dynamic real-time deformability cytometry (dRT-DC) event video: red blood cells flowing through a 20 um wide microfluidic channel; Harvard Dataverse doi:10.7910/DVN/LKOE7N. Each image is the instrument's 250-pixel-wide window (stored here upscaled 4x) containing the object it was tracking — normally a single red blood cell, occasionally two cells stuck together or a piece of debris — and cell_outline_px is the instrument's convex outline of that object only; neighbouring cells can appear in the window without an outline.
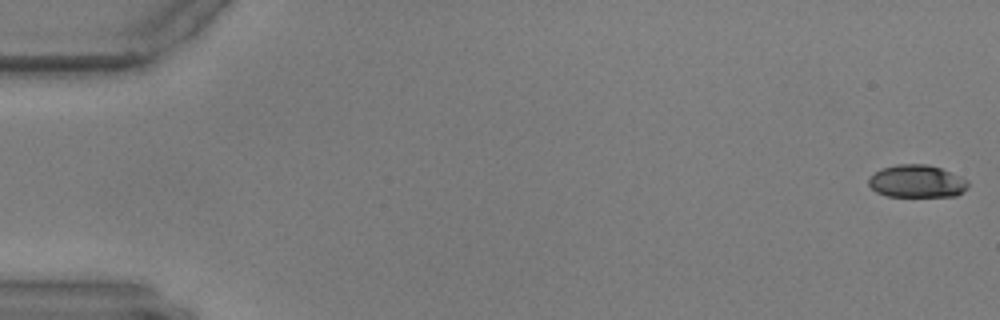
{"species": "common noctule bat (a hibernating species)", "species_latin": "Nyctalus noctula", "temperature_condition": "warm", "stored_images_in_passage": 58, "camera_frame_rate_fps": 3000, "um_per_image_px": 0.085, "animal": {"sex": "male", "body_mass_g": 17.9, "forearm_length_mm": 54.2}, "frame": {"image": 1, "passage_image": 1, "time_ms": 0.0, "image_size_px": [1000, 320], "cell_outline_px": [[968, 188], [956, 196], [888, 196], [876, 192], [868, 184], [868, 176], [880, 168], [896, 164], [928, 164], [940, 168], [960, 176], [968, 180]], "centroid_in_image_um": [77.9, 15.4], "position_along_channel_um": 7.1, "area_um2": 19.07}}
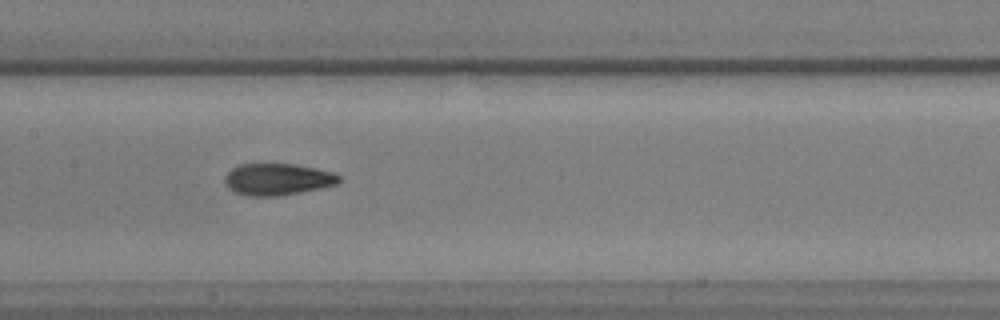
{"frame": {"image": 2, "passage_image": 29, "time_ms": 9.333, "image_size_px": [1000, 320], "cell_outline_px": [[340, 180], [336, 184], [320, 188], [300, 192], [276, 196], [248, 196], [232, 192], [224, 184], [224, 176], [232, 168], [240, 164], [292, 164], [316, 168], [332, 172], [340, 176]], "centroid_in_image_um": [23.53, 15.24], "position_along_channel_um": 183.9, "area_um2": 21.15}}
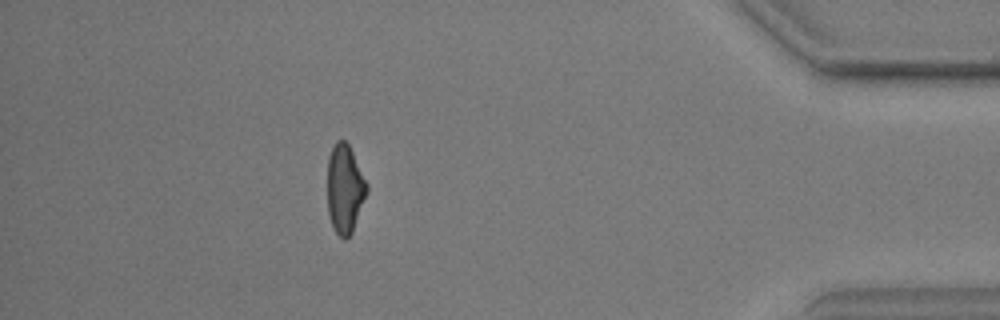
{"frame": {"image": 3, "passage_image": 52, "time_ms": 17.0, "image_size_px": [1000, 320], "cell_outline_px": [[368, 192], [352, 232], [344, 240], [336, 232], [328, 216], [328, 156], [336, 140], [344, 140], [348, 144], [368, 184]], "centroid_in_image_um": [29.31, 16.05], "position_along_channel_um": 405.9, "area_um2": 20.29}}